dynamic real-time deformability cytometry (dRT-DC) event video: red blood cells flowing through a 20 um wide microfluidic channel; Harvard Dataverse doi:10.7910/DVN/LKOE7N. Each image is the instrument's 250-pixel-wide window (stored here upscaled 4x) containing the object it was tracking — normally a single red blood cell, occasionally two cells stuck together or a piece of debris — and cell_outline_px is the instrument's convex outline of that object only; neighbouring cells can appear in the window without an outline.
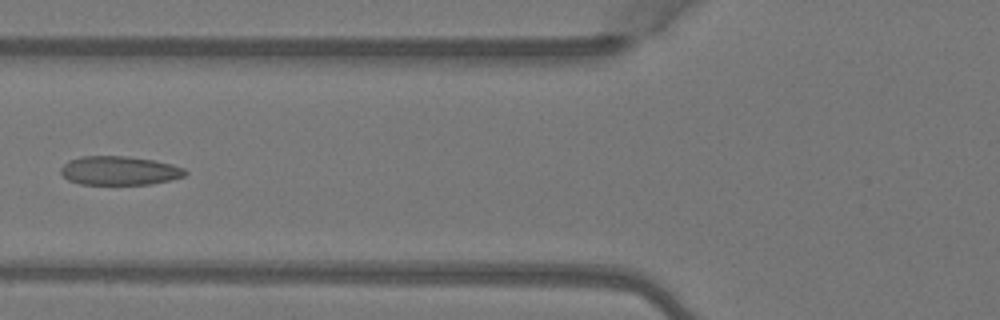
{"species": "Egyptian fruit bat (a non-hibernating species)", "species_latin": "Rousettus aegyptiacus", "temperature_condition": "warm", "stored_images_in_passage": 6, "camera_frame_rate_fps": 3000, "um_per_image_px": 0.085, "animal": {"sex": "female"}, "frame": {"image": 1, "passage_image": 5, "time_ms": 1.333, "image_size_px": [1000, 320], "cell_outline_px": [[188, 172], [184, 176], [168, 180], [148, 184], [80, 184], [68, 180], [60, 172], [60, 168], [68, 160], [80, 156], [128, 156], [152, 160], [172, 164], [184, 168]], "centroid_in_image_um": [10.11, 14.49], "position_along_channel_um": 115.7, "area_um2": 20.87}}
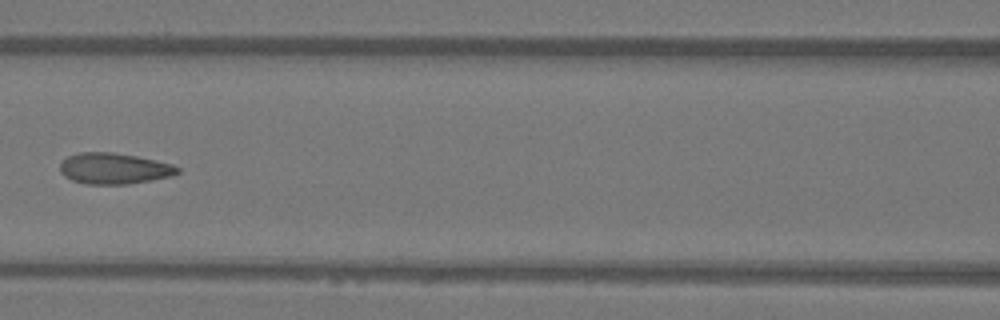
{"frame": {"image": 2, "passage_image": 6, "time_ms": 1.667, "image_size_px": [1000, 320], "cell_outline_px": [[180, 172], [172, 176], [152, 180], [128, 184], [84, 184], [72, 180], [64, 176], [60, 172], [60, 164], [68, 156], [80, 152], [112, 152], [136, 156], [172, 164], [180, 168]], "centroid_in_image_um": [9.7, 14.33], "position_along_channel_um": 156.9, "area_um2": 21.27}}